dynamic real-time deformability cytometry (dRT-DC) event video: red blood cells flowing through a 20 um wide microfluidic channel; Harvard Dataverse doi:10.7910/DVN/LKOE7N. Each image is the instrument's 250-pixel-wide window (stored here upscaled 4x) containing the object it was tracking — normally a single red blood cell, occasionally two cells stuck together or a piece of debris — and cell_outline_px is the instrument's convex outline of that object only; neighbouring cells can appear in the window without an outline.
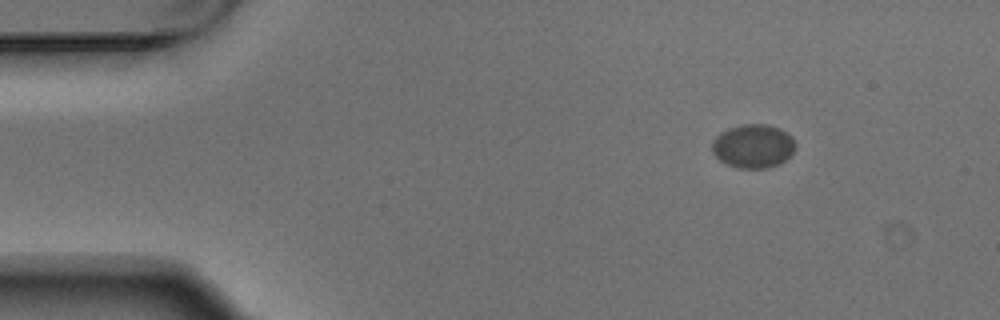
{"species": "Egyptian fruit bat (a non-hibernating species)", "species_latin": "Rousettus aegyptiacus", "temperature_condition": "warm", "stored_images_in_passage": 4, "camera_frame_rate_fps": 3000, "um_per_image_px": 0.085, "animal": {"sex": "male"}, "frame": {"image": 1, "passage_image": 1, "time_ms": 0.0, "image_size_px": [1000, 320], "cell_outline_px": [[796, 148], [780, 164], [768, 168], [736, 168], [720, 160], [712, 152], [712, 140], [720, 132], [728, 128], [740, 124], [768, 124], [780, 128], [792, 136], [796, 144]], "centroid_in_image_um": [64.02, 12.41], "position_along_channel_um": 21.0, "area_um2": 21.44}}
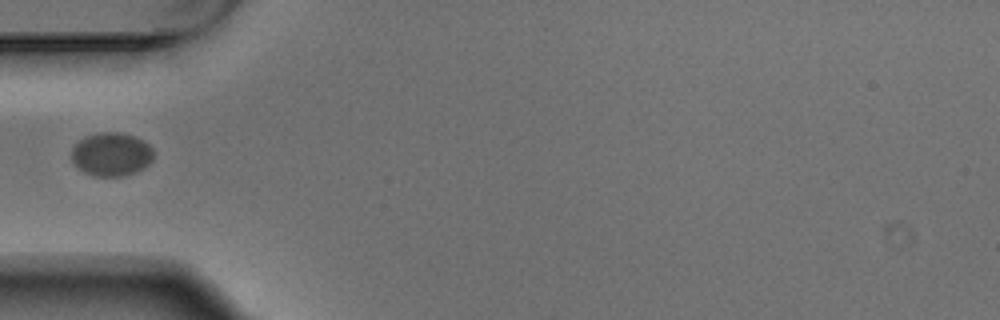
{"frame": {"image": 2, "passage_image": 4, "time_ms": 1.0, "image_size_px": [1000, 320], "cell_outline_px": [[152, 160], [144, 168], [136, 172], [124, 176], [92, 176], [84, 172], [72, 160], [72, 148], [84, 136], [96, 132], [120, 132], [136, 136], [144, 140], [152, 148]], "centroid_in_image_um": [9.48, 13.1], "position_along_channel_um": 75.5, "area_um2": 20.92}}